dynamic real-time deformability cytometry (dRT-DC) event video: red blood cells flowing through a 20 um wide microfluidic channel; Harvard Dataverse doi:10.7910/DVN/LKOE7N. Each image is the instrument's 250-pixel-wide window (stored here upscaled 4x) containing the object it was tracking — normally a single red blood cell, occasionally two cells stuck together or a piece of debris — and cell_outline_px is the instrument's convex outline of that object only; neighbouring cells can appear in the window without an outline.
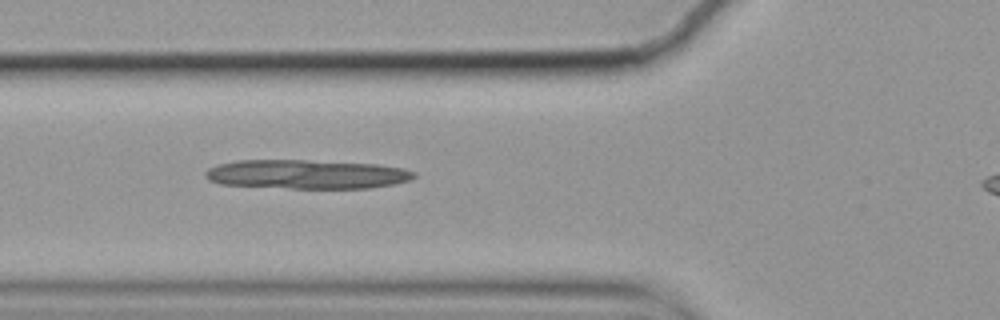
{"species": "common noctule bat (a hibernating species)", "species_latin": "Nyctalus noctula", "temperature_condition": "cold", "stored_images_in_passage": 21, "camera_frame_rate_fps": 3000, "um_per_image_px": 0.085, "animal": {"sex": "female", "body_mass_g": 19.9}, "frame": {"image": 1, "passage_image": 4, "time_ms": 1.0, "image_size_px": [1000, 320], "cell_outline_px": [[416, 176], [408, 180], [392, 184], [368, 188], [292, 188], [220, 184], [208, 180], [204, 176], [204, 172], [208, 168], [220, 164], [236, 160], [304, 160], [380, 164], [404, 168], [416, 172]], "centroid_in_image_um": [26.06, 14.8], "position_along_channel_um": 99.7, "area_um2": 35.37}}
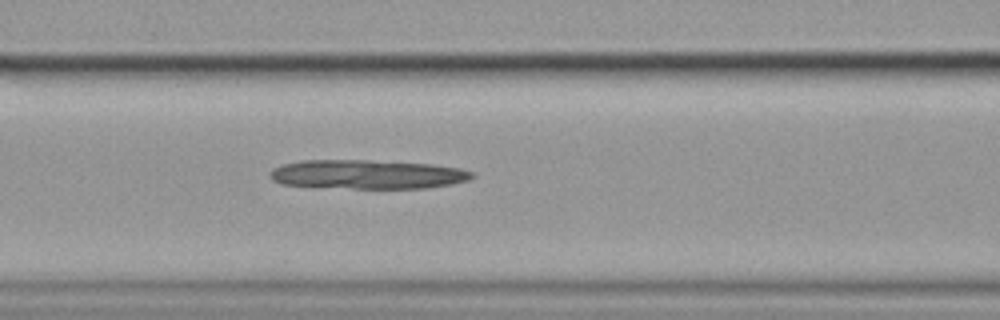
{"frame": {"image": 2, "passage_image": 7, "time_ms": 2.0, "image_size_px": [1000, 320], "cell_outline_px": [[476, 176], [468, 180], [452, 184], [428, 188], [352, 188], [280, 184], [272, 180], [268, 172], [272, 168], [280, 164], [300, 160], [368, 160], [432, 164], [460, 168], [472, 172]], "centroid_in_image_um": [31.2, 14.81], "position_along_channel_um": 135.4, "area_um2": 34.39}}